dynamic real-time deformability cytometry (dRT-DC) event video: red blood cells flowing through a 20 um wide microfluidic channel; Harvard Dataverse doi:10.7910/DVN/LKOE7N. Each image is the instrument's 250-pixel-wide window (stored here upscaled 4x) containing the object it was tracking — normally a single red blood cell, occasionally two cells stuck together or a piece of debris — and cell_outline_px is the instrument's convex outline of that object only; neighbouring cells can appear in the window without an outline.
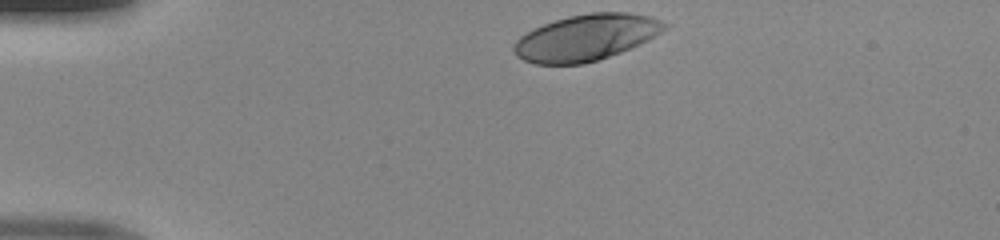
{"species": "human", "species_latin": "Homo sapiens", "temperature_condition": "room temperature", "stored_images_in_passage": 31, "camera_frame_rate_fps": 3000, "um_per_image_px": 0.085, "donor": {"sex": "male"}, "frame": {"image": 1, "passage_image": 1, "time_ms": 0.0, "image_size_px": [1000, 240], "cell_outline_px": [[668, 28], [648, 40], [640, 44], [620, 52], [584, 64], [536, 64], [524, 60], [516, 56], [512, 48], [516, 40], [520, 36], [544, 24], [568, 16], [592, 12], [628, 12], [648, 16], [660, 20], [668, 24]], "centroid_in_image_um": [49.82, 3.19], "position_along_channel_um": 35.2, "area_um2": 40.34}}
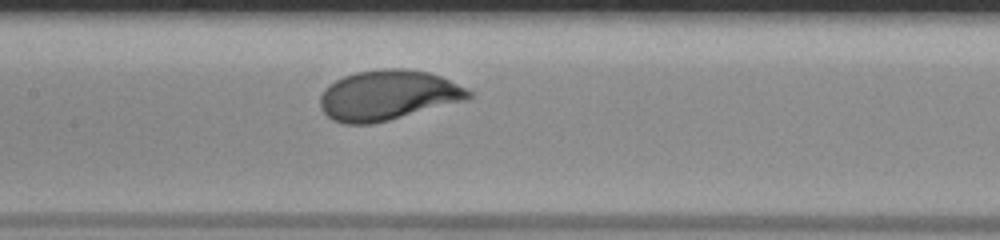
{"frame": {"image": 2, "passage_image": 15, "time_ms": 4.667, "image_size_px": [1000, 240], "cell_outline_px": [[472, 96], [468, 100], [372, 124], [344, 124], [332, 120], [320, 108], [320, 96], [324, 88], [328, 84], [344, 76], [356, 72], [380, 68], [404, 68], [428, 72], [440, 76], [472, 92]], "centroid_in_image_um": [32.94, 8.09], "position_along_channel_um": 174.5, "area_um2": 43.35}}
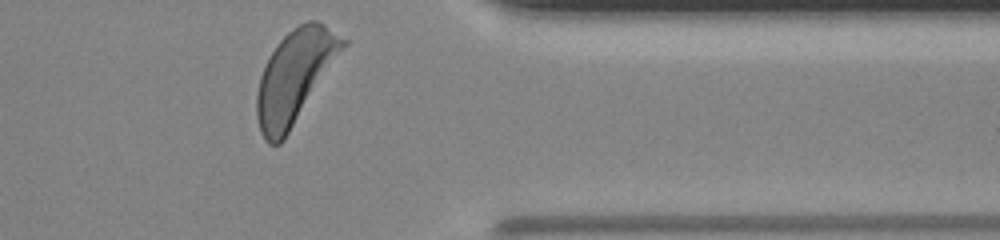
{"frame": {"image": 3, "passage_image": 31, "time_ms": 10.0, "image_size_px": [1000, 240], "cell_outline_px": [[348, 44], [284, 140], [280, 144], [268, 144], [264, 140], [260, 132], [256, 116], [256, 92], [260, 76], [276, 44], [292, 28], [308, 20], [316, 20], [324, 24], [348, 40]], "centroid_in_image_um": [25.06, 6.52], "position_along_channel_um": 386.3, "area_um2": 46.47}}